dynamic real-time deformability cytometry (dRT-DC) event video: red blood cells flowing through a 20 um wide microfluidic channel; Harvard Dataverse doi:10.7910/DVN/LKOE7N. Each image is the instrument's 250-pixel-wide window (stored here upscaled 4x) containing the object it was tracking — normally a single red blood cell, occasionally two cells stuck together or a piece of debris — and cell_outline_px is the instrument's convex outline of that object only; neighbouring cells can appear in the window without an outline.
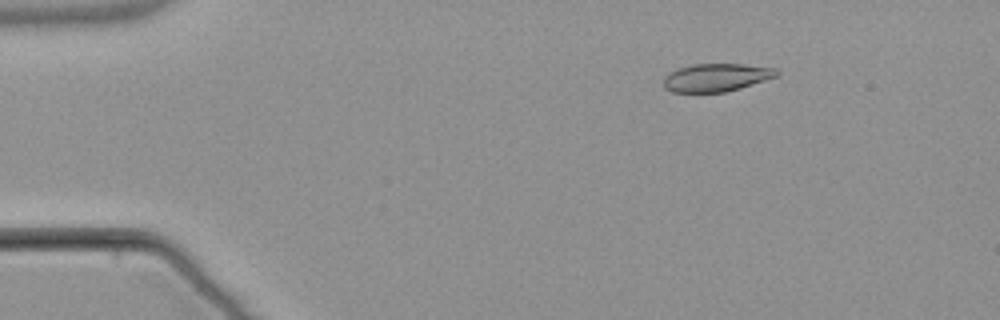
{"species": "common noctule bat (a hibernating species)", "species_latin": "Nyctalus noctula", "temperature_condition": "warm", "stored_images_in_passage": 5, "camera_frame_rate_fps": 3000, "um_per_image_px": 0.085, "animal": {"sex": "male", "body_mass_g": 21.5, "forearm_length_mm": 52.0}, "frame": {"image": 1, "passage_image": 3, "time_ms": 2.333, "image_size_px": [1000, 320], "cell_outline_px": [[780, 76], [740, 88], [724, 92], [672, 92], [664, 88], [664, 76], [668, 72], [676, 68], [692, 64], [744, 64], [776, 68], [780, 72]], "centroid_in_image_um": [60.9, 6.58], "position_along_channel_um": 24.1, "area_um2": 18.73}}